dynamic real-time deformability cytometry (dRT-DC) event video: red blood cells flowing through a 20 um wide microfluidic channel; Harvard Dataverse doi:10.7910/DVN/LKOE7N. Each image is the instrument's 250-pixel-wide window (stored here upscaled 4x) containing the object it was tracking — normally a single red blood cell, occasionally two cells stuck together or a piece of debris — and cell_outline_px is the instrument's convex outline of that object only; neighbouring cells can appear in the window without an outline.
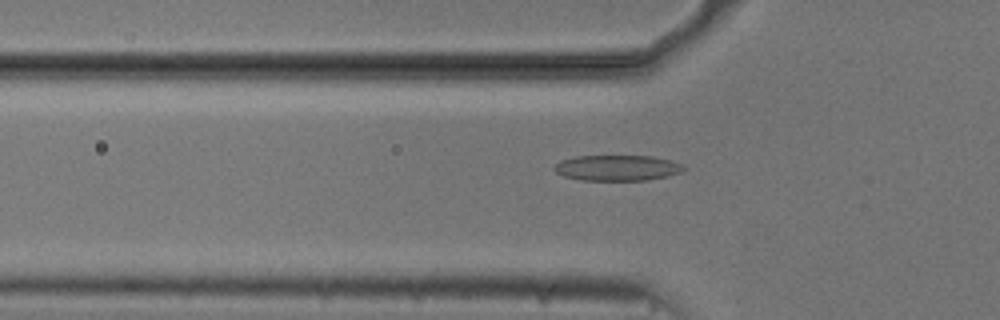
{"species": "common noctule bat (a hibernating species)", "species_latin": "Nyctalus noctula", "temperature_condition": "cold", "stored_images_in_passage": 53, "camera_frame_rate_fps": 3000, "um_per_image_px": 0.085, "animal": {"sex": "male", "body_mass_g": 20.5, "forearm_length_mm": 52.5}, "frame": {"image": 1, "passage_image": 17, "time_ms": 5.333, "image_size_px": [1000, 320], "cell_outline_px": [[688, 168], [680, 172], [668, 176], [648, 180], [580, 180], [564, 176], [556, 172], [552, 168], [560, 160], [576, 156], [652, 156], [668, 160], [680, 164]], "centroid_in_image_um": [52.44, 14.27], "position_along_channel_um": 73.4, "area_um2": 19.31}}
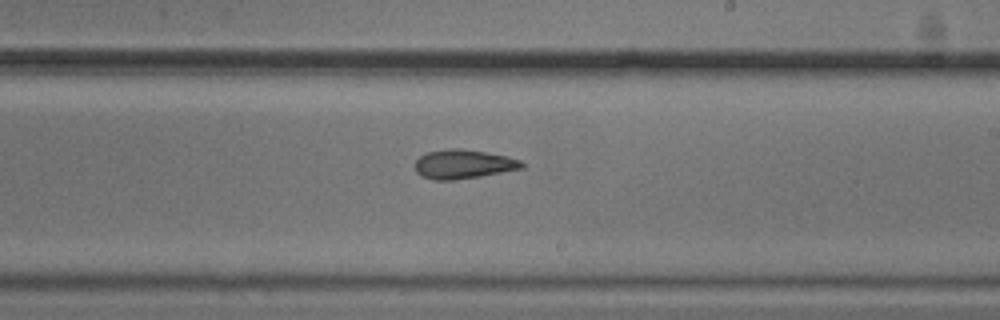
{"frame": {"image": 2, "passage_image": 31, "time_ms": 10.0, "image_size_px": [1000, 320], "cell_outline_px": [[524, 168], [480, 176], [452, 180], [432, 180], [420, 176], [416, 172], [416, 160], [424, 152], [448, 148], [460, 148], [484, 152], [504, 156], [520, 160], [524, 164]], "centroid_in_image_um": [39.33, 13.95], "position_along_channel_um": 249.7, "area_um2": 18.09}}
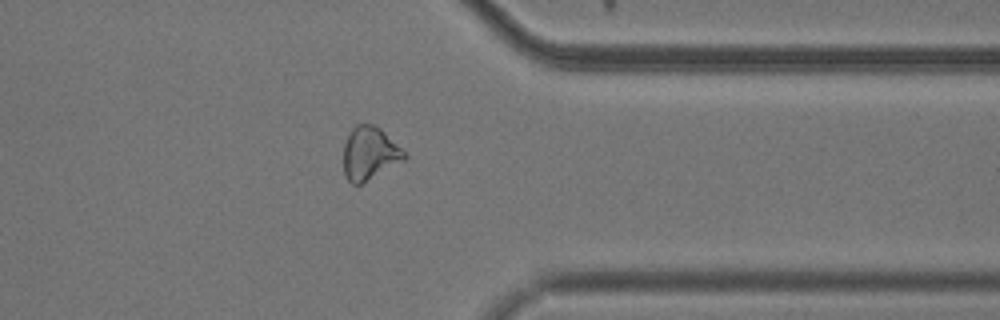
{"frame": {"image": 3, "passage_image": 42, "time_ms": 13.667, "image_size_px": [1000, 320], "cell_outline_px": [[408, 156], [404, 160], [360, 184], [352, 184], [344, 176], [344, 144], [352, 128], [356, 124], [372, 124], [380, 128]], "centroid_in_image_um": [31.39, 13.03], "position_along_channel_um": 380.0, "area_um2": 18.44}}